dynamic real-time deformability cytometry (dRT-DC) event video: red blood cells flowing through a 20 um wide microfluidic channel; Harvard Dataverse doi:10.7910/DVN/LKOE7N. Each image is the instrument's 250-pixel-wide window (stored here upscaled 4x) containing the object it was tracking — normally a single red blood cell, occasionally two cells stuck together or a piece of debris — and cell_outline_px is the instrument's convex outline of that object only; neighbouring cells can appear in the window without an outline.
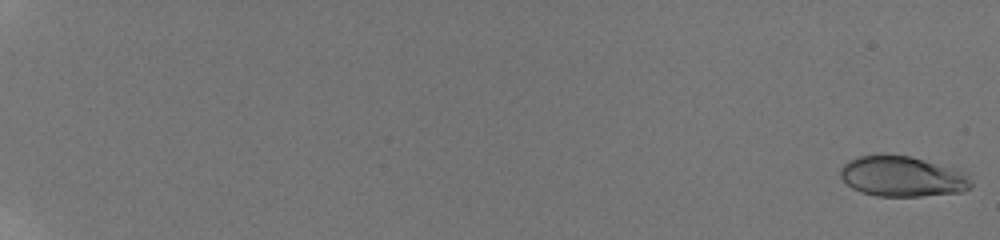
{"species": "human", "species_latin": "Homo sapiens", "temperature_condition": "room temperature", "stored_images_in_passage": 46, "camera_frame_rate_fps": 3000, "um_per_image_px": 0.085, "donor": {"sex": "male"}, "frame": {"image": 1, "passage_image": 1, "time_ms": 0.0, "image_size_px": [1000, 240], "cell_outline_px": [[972, 188], [964, 192], [920, 196], [876, 196], [860, 192], [852, 188], [840, 176], [840, 168], [848, 160], [860, 156], [912, 156], [964, 172], [972, 180]], "centroid_in_image_um": [76.72, 15.02], "position_along_channel_um": 8.3, "area_um2": 30.58}}
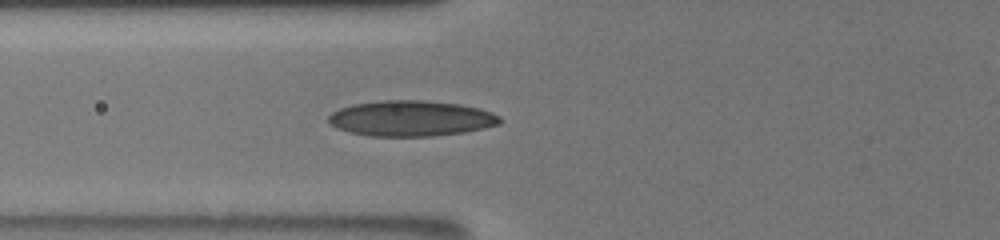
{"frame": {"image": 2, "passage_image": 32, "time_ms": 8.667, "image_size_px": [1000, 240], "cell_outline_px": [[504, 120], [500, 124], [484, 128], [464, 132], [432, 136], [368, 136], [348, 132], [336, 128], [328, 124], [328, 116], [332, 112], [340, 108], [352, 104], [384, 100], [424, 100], [460, 104], [480, 108], [492, 112], [500, 116]], "centroid_in_image_um": [34.94, 10.06], "position_along_channel_um": 90.9, "area_um2": 35.95}}
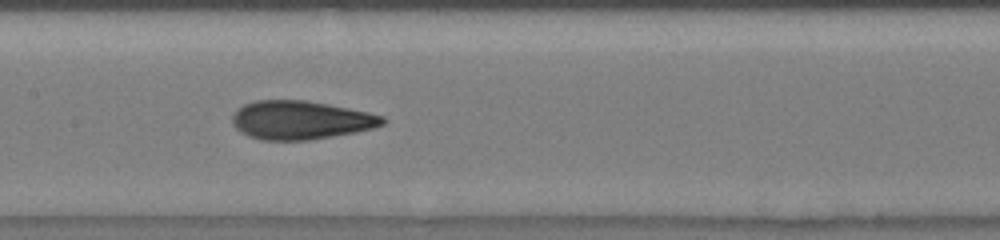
{"frame": {"image": 3, "passage_image": 41, "time_ms": 11.0, "image_size_px": [1000, 240], "cell_outline_px": [[388, 120], [384, 124], [372, 128], [356, 132], [308, 140], [260, 140], [248, 136], [240, 132], [232, 124], [232, 116], [236, 108], [244, 104], [256, 100], [304, 100], [328, 104], [368, 112], [384, 116]], "centroid_in_image_um": [25.53, 10.2], "position_along_channel_um": 181.9, "area_um2": 33.93}}